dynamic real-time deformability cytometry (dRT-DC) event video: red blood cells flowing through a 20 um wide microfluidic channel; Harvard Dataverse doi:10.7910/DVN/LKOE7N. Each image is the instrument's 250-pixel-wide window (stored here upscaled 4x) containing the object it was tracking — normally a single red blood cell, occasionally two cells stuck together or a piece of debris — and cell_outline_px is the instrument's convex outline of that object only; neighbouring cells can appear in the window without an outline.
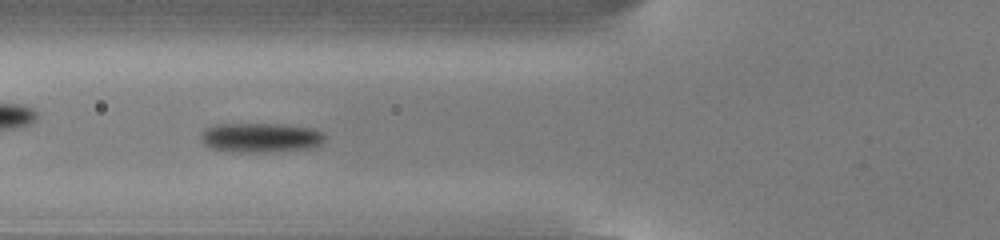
{"species": "common noctule bat (a hibernating species)", "species_latin": "Nyctalus noctula", "temperature_condition": "cold", "stored_images_in_passage": 51, "camera_frame_rate_fps": 3000, "um_per_image_px": 0.085, "animal": {"sex": "male", "body_mass_g": 13.0, "forearm_length_mm": 53.1}, "frame": {"image": 1, "passage_image": 18, "time_ms": 5.667, "image_size_px": [1000, 240], "cell_outline_px": [[324, 140], [320, 144], [308, 148], [260, 152], [228, 152], [212, 148], [204, 144], [200, 136], [204, 128], [212, 124], [280, 124], [312, 128], [324, 132]], "centroid_in_image_um": [22.1, 11.69], "position_along_channel_um": 103.7, "area_um2": 21.33}}
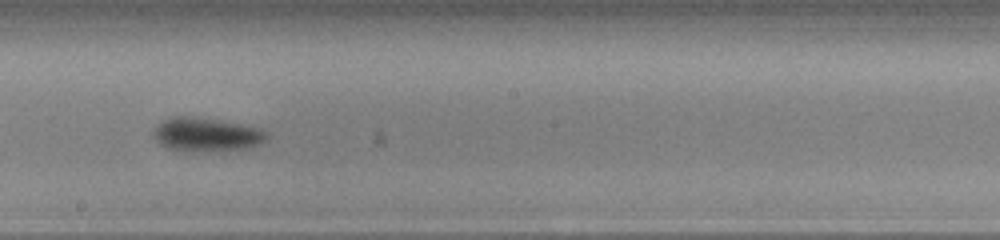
{"frame": {"image": 2, "passage_image": 28, "time_ms": 9.0, "image_size_px": [1000, 240], "cell_outline_px": [[268, 140], [260, 144], [248, 148], [188, 152], [168, 148], [160, 144], [156, 140], [152, 132], [164, 120], [172, 116], [188, 116], [244, 124], [260, 128], [268, 136]], "centroid_in_image_um": [17.56, 11.44], "position_along_channel_um": 230.6, "area_um2": 22.14}}
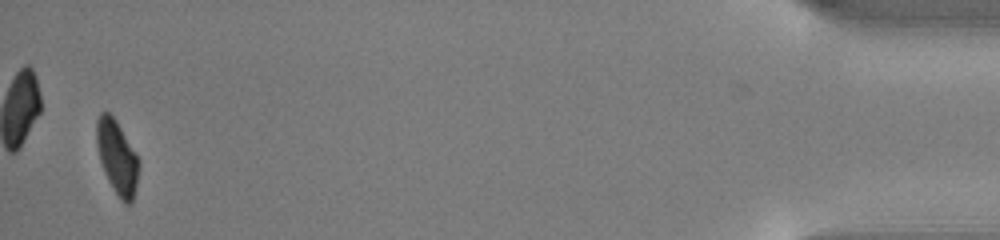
{"frame": {"image": 3, "passage_image": 50, "time_ms": 16.333, "image_size_px": [1000, 240], "cell_outline_px": [[140, 168], [132, 204], [124, 204], [120, 200], [108, 180], [104, 172], [100, 160], [96, 144], [96, 120], [100, 112], [108, 112], [116, 120], [140, 160]], "centroid_in_image_um": [9.96, 13.38], "position_along_channel_um": 425.2, "area_um2": 18.32}, "authors_computed_cell_mechanics": {"area_um2": 20.3456, "velocity_mm_per_s": 3.8058, "shape_relaxation_time_tau1_ms": 2.3684, "shape_relaxation_time_tau2_ms": null, "deformation_change_tau1": 0.1023, "deformation_change_tau2": null}}